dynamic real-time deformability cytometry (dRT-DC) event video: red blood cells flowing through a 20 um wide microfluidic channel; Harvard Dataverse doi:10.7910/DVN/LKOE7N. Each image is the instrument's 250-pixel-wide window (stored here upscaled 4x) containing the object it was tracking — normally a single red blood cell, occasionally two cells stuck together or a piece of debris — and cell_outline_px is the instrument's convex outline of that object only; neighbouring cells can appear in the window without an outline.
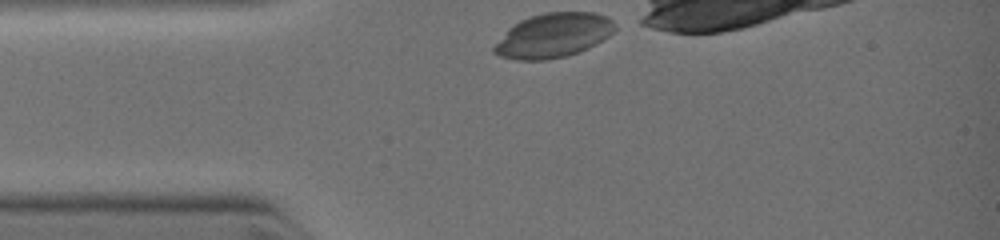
{"species": "common noctule bat (a hibernating species)", "species_latin": "Nyctalus noctula", "temperature_condition": "warm", "stored_images_in_passage": 7, "camera_frame_rate_fps": 3000, "um_per_image_px": 0.085, "animal": {"sex": "female", "body_mass_g": 19.0, "forearm_length_mm": 51.5}, "frame": {"image": 1, "passage_image": 1, "time_ms": 0.0, "image_size_px": [1000, 240], "cell_outline_px": [[616, 28], [608, 36], [576, 52], [564, 56], [544, 60], [520, 60], [500, 56], [492, 52], [492, 48], [508, 28], [520, 20], [544, 12], [596, 12], [608, 16], [612, 20]], "centroid_in_image_um": [47.0, 2.99], "position_along_channel_um": 38.0, "area_um2": 30.81}}
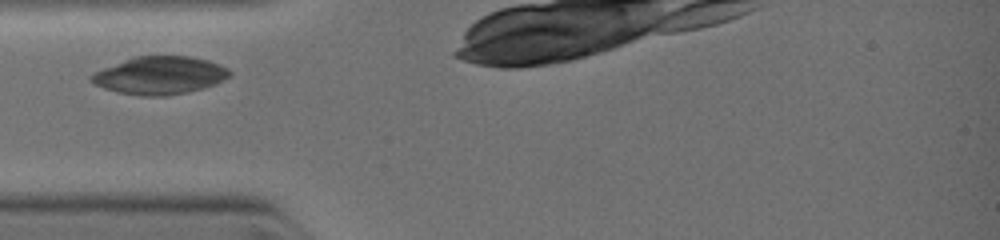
{"frame": {"image": 2, "passage_image": 3, "time_ms": 1.0, "image_size_px": [1000, 240], "cell_outline_px": [[232, 76], [212, 84], [200, 88], [184, 92], [164, 96], [140, 96], [116, 92], [104, 88], [96, 84], [88, 76], [92, 72], [136, 56], [192, 56], [208, 60], [228, 68], [232, 72]], "centroid_in_image_um": [13.57, 6.4], "position_along_channel_um": 71.4, "area_um2": 30.23}}
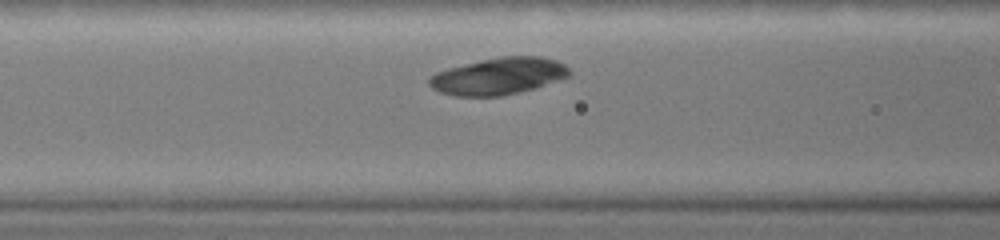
{"frame": {"image": 3, "passage_image": 6, "time_ms": 2.0, "image_size_px": [1000, 240], "cell_outline_px": [[572, 72], [568, 76], [532, 88], [500, 96], [456, 96], [440, 92], [432, 88], [428, 84], [428, 80], [436, 72], [448, 68], [496, 56], [540, 56], [556, 60], [564, 64]], "centroid_in_image_um": [42.34, 6.45], "position_along_channel_um": 124.3, "area_um2": 29.82}}